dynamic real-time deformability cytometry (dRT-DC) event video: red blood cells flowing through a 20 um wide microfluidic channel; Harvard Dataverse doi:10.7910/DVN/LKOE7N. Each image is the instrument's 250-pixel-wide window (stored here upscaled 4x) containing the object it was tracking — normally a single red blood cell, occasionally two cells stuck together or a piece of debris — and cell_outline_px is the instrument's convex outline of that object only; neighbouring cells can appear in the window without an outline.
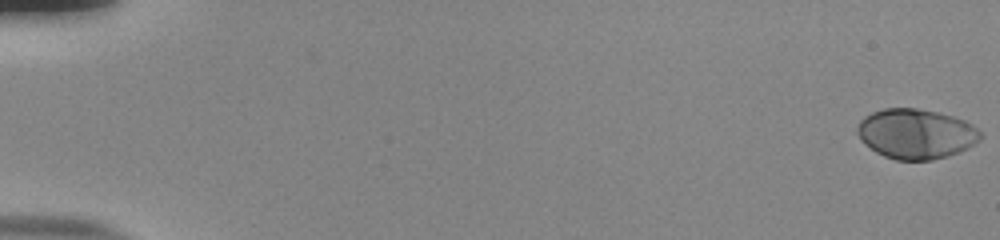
{"species": "human", "species_latin": "Homo sapiens", "temperature_condition": "room temperature", "stored_images_in_passage": 55, "camera_frame_rate_fps": 3000, "um_per_image_px": 0.085, "donor": {"sex": "male"}, "frame": {"image": 1, "passage_image": 1, "time_ms": 0.0, "image_size_px": [1000, 240], "cell_outline_px": [[984, 136], [980, 140], [968, 148], [932, 160], [896, 160], [884, 156], [876, 152], [860, 140], [856, 132], [856, 128], [860, 120], [864, 116], [872, 112], [884, 108], [916, 108], [936, 112], [952, 116], [964, 120], [972, 124]], "centroid_in_image_um": [77.83, 11.37], "position_along_channel_um": 7.2, "area_um2": 35.84}}
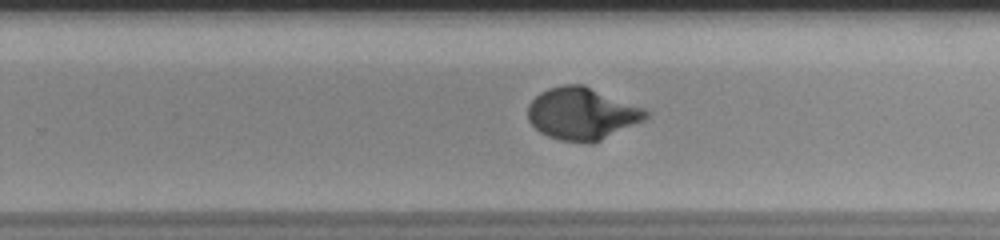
{"frame": {"image": 2, "passage_image": 37, "time_ms": 12.0, "image_size_px": [1000, 240], "cell_outline_px": [[648, 116], [644, 120], [600, 140], [588, 144], [560, 140], [548, 136], [540, 132], [528, 120], [528, 104], [540, 92], [548, 88], [564, 84], [584, 84], [644, 108], [648, 112]], "centroid_in_image_um": [49.45, 9.65], "position_along_channel_um": 280.4, "area_um2": 35.84}}
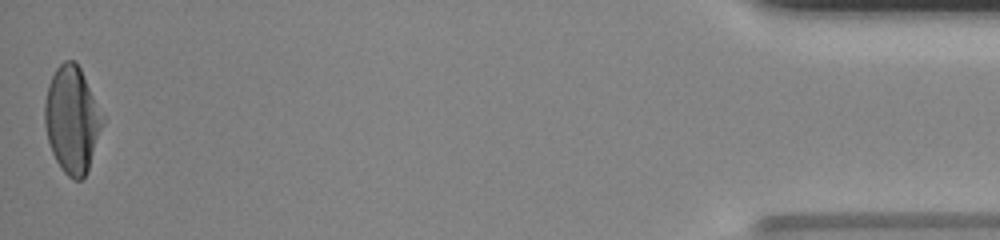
{"frame": {"image": 3, "passage_image": 55, "time_ms": 18.0, "image_size_px": [1000, 240], "cell_outline_px": [[104, 120], [88, 168], [84, 176], [80, 180], [72, 180], [60, 168], [52, 152], [48, 140], [44, 124], [44, 104], [48, 84], [56, 68], [64, 60], [76, 60], [104, 116]], "centroid_in_image_um": [6.1, 10.15], "position_along_channel_um": 429.1, "area_um2": 35.72}, "authors_computed_cell_mechanics": {"area_um2": 34.7956, "velocity_mm_per_s": 3.8344, "shape_relaxation_time_tau1_ms": 3.7291, "shape_relaxation_time_tau2_ms": null, "deformation_change_tau1": 0.2019, "deformation_change_tau2": null}}